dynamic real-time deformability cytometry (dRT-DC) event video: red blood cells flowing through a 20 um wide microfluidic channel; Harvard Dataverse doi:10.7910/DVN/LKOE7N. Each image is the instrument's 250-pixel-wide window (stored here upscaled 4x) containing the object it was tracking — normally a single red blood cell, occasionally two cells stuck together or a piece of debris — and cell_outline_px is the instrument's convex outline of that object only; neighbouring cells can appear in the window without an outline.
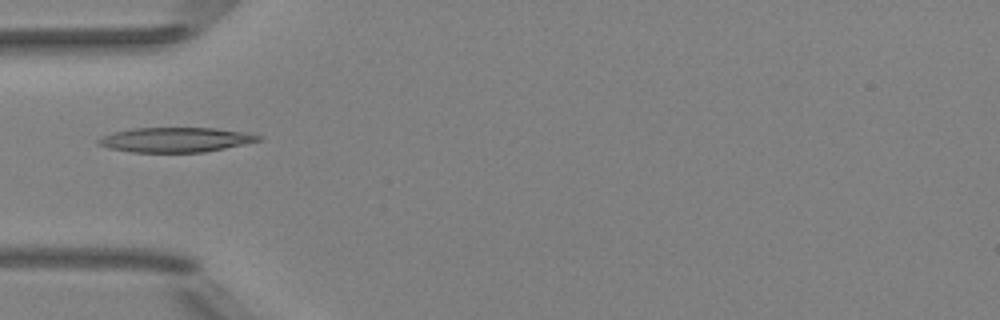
{"species": "Egyptian fruit bat (a non-hibernating species)", "species_latin": "Rousettus aegyptiacus", "temperature_condition": "room temperature", "stored_images_in_passage": 4, "camera_frame_rate_fps": 3000, "um_per_image_px": 0.085, "animal": {"sex": "female"}, "frame": {"image": 1, "passage_image": 3, "time_ms": 0.667, "image_size_px": [1000, 320], "cell_outline_px": [[260, 140], [224, 148], [204, 152], [132, 152], [108, 148], [96, 144], [96, 140], [112, 132], [132, 128], [216, 128], [244, 132], [260, 136]], "centroid_in_image_um": [14.84, 11.88], "position_along_channel_um": 70.2, "area_um2": 22.89}}
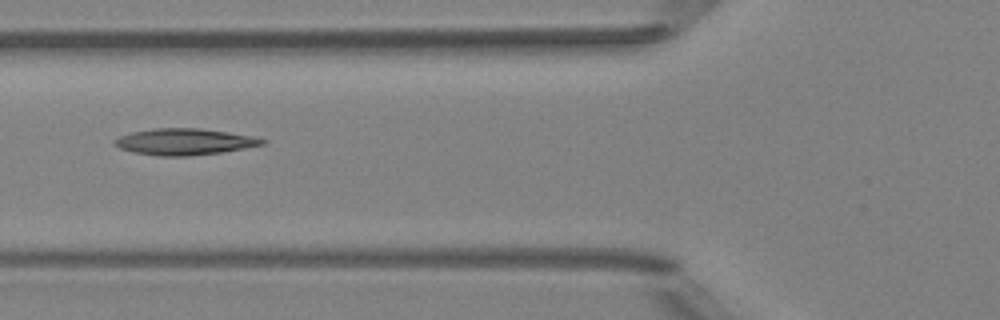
{"frame": {"image": 2, "passage_image": 4, "time_ms": 1.0, "image_size_px": [1000, 320], "cell_outline_px": [[264, 144], [244, 148], [220, 152], [188, 156], [156, 156], [132, 152], [120, 148], [112, 144], [112, 140], [120, 136], [132, 132], [156, 128], [200, 128], [228, 132], [252, 136], [264, 140]], "centroid_in_image_um": [15.6, 12.05], "position_along_channel_um": 110.2, "area_um2": 22.6}}